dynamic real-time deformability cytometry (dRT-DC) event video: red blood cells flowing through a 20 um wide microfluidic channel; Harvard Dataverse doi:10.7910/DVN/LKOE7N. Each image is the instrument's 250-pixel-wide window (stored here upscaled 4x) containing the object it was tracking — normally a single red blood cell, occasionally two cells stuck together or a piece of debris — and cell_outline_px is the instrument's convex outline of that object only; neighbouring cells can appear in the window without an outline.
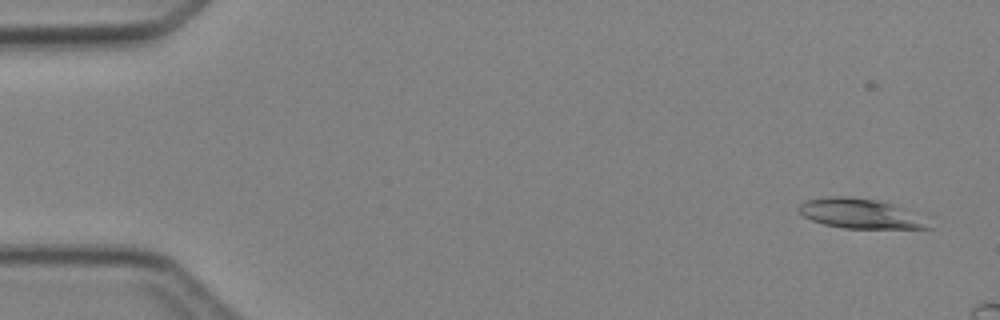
{"species": "Egyptian fruit bat (a non-hibernating species)", "species_latin": "Rousettus aegyptiacus", "temperature_condition": "cold", "stored_images_in_passage": 4, "camera_frame_rate_fps": 3000, "um_per_image_px": 0.085, "animal": {"sex": "female"}, "frame": {"image": 1, "passage_image": 1, "time_ms": 0.0, "image_size_px": [1000, 320], "cell_outline_px": [[936, 216], [932, 228], [844, 228], [824, 224], [812, 220], [804, 216], [800, 212], [800, 204], [804, 200], [828, 196], [848, 196], [876, 200], [928, 212]], "centroid_in_image_um": [73.44, 18.15], "position_along_channel_um": 11.6, "area_um2": 23.76}}